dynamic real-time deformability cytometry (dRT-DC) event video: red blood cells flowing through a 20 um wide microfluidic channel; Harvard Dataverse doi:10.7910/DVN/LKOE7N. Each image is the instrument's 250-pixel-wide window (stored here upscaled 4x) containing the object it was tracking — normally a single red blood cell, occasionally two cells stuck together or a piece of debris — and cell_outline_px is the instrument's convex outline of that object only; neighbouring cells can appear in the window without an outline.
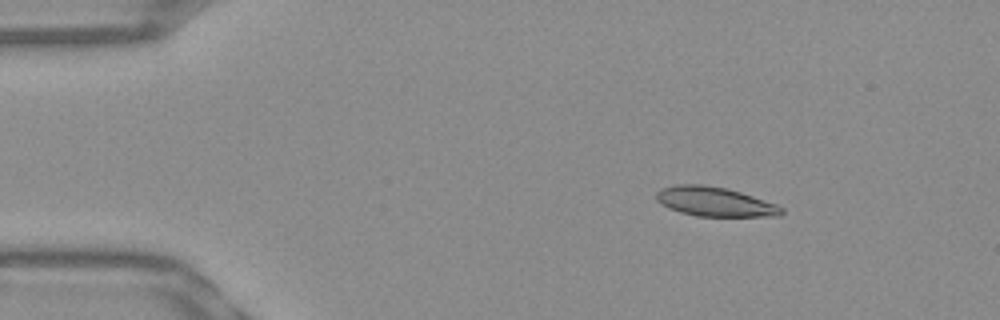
{"species": "Egyptian fruit bat (a non-hibernating species)", "species_latin": "Rousettus aegyptiacus", "temperature_condition": "warm", "stored_images_in_passage": 52, "camera_frame_rate_fps": 3000, "um_per_image_px": 0.085, "frame": {"image": 1, "passage_image": 8, "time_ms": 2.333, "image_size_px": [1000, 320], "cell_outline_px": [[784, 212], [780, 216], [696, 216], [680, 212], [668, 208], [656, 200], [656, 192], [660, 188], [676, 184], [704, 184], [728, 188], [776, 204], [784, 208]], "centroid_in_image_um": [60.73, 17.13], "position_along_channel_um": 24.3, "area_um2": 21.56}}
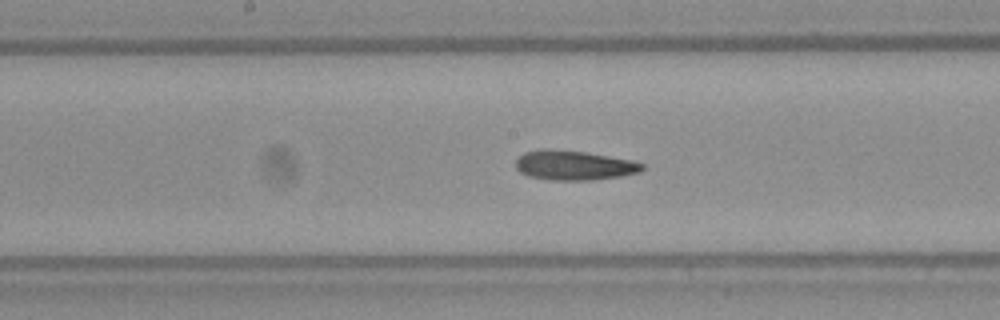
{"frame": {"image": 2, "passage_image": 27, "time_ms": 8.667, "image_size_px": [1000, 320], "cell_outline_px": [[644, 168], [640, 172], [620, 176], [592, 180], [552, 180], [528, 176], [520, 172], [516, 168], [516, 160], [524, 152], [544, 148], [548, 148], [584, 152], [632, 160], [644, 164]], "centroid_in_image_um": [48.77, 14.05], "position_along_channel_um": 199.4, "area_um2": 21.79}}
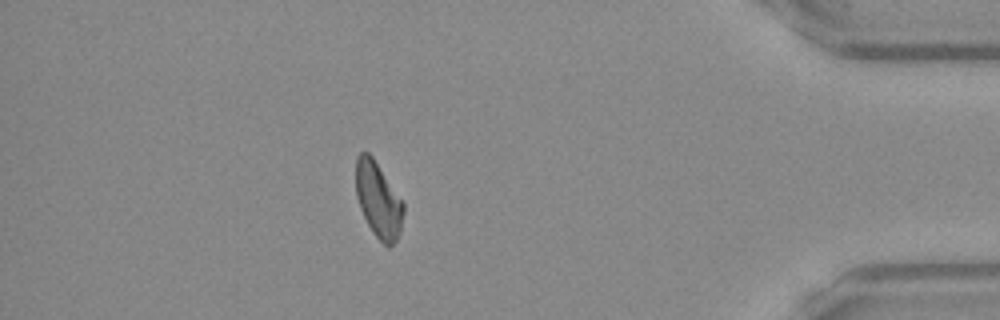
{"frame": {"image": 3, "passage_image": 46, "time_ms": 15.0, "image_size_px": [1000, 320], "cell_outline_px": [[404, 212], [400, 232], [396, 240], [388, 248], [372, 232], [360, 208], [356, 196], [356, 156], [360, 152], [368, 152], [372, 156], [404, 200]], "centroid_in_image_um": [32.17, 16.97], "position_along_channel_um": 403.0, "area_um2": 21.15}, "authors_computed_cell_mechanics": {"area_um2": 21.2993, "velocity_mm_per_s": 3.9142, "shape_relaxation_time_tau1_ms": 10.3706, "shape_relaxation_time_tau2_ms": 9.5223, "deformation_change_tau1": 0.2049, "deformation_change_tau2": 0.2105}}